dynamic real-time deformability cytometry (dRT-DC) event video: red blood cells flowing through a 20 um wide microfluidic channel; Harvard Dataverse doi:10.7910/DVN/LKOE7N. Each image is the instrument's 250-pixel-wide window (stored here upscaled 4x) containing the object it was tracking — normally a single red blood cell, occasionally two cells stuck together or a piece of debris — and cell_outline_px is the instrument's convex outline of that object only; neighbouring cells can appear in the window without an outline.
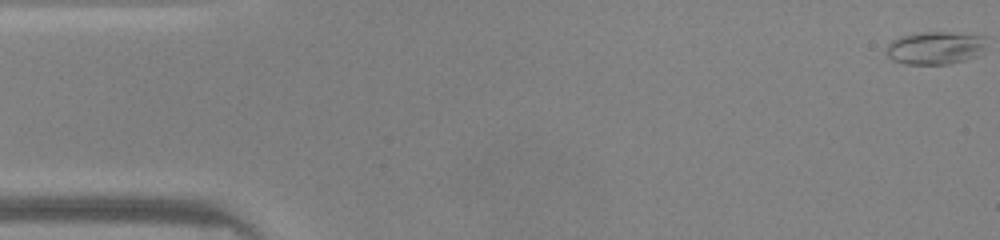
{"species": "common noctule bat (a hibernating species)", "species_latin": "Nyctalus noctula", "temperature_condition": "warm", "stored_images_in_passage": 48, "camera_frame_rate_fps": 3000, "um_per_image_px": 0.085, "animal": {"sex": "male", "body_mass_g": 20.0, "forearm_length_mm": 53.3}, "frame": {"image": 1, "passage_image": 1, "time_ms": 0.0, "image_size_px": [1000, 240], "cell_outline_px": [[984, 48], [976, 56], [964, 60], [948, 64], [904, 64], [892, 60], [888, 56], [888, 44], [892, 40], [904, 36], [924, 32], [944, 32], [984, 36]], "centroid_in_image_um": [79.48, 4.08], "position_along_channel_um": 5.5, "area_um2": 18.73}}
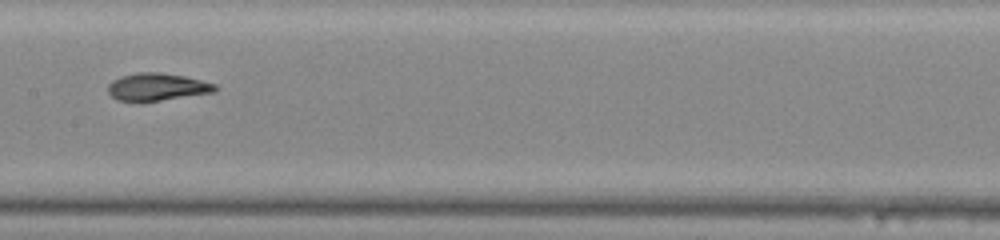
{"frame": {"image": 2, "passage_image": 24, "time_ms": 7.667, "image_size_px": [1000, 240], "cell_outline_px": [[216, 88], [212, 92], [160, 100], [116, 100], [108, 92], [108, 84], [112, 80], [120, 76], [136, 72], [160, 72], [184, 76], [216, 84]], "centroid_in_image_um": [13.3, 7.36], "position_along_channel_um": 194.1, "area_um2": 16.76}}
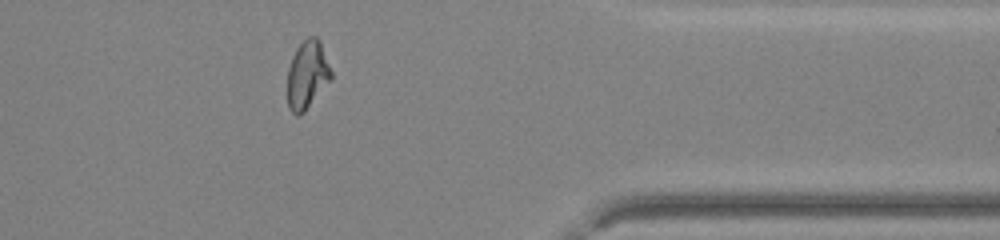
{"frame": {"image": 3, "passage_image": 39, "time_ms": 12.667, "image_size_px": [1000, 240], "cell_outline_px": [[332, 80], [304, 112], [300, 116], [296, 116], [288, 108], [288, 68], [292, 56], [296, 48], [308, 36], [316, 36], [320, 40], [332, 72]], "centroid_in_image_um": [26.13, 6.37], "position_along_channel_um": 385.3, "area_um2": 17.57}, "authors_computed_cell_mechanics": {"area_um2": 17.7446, "velocity_mm_per_s": 4.2453, "shape_relaxation_time_tau1_ms": 7.5203, "shape_relaxation_time_tau2_ms": 2.1713, "deformation_change_tau1": 0.2735, "deformation_change_tau2": 0.0659}}